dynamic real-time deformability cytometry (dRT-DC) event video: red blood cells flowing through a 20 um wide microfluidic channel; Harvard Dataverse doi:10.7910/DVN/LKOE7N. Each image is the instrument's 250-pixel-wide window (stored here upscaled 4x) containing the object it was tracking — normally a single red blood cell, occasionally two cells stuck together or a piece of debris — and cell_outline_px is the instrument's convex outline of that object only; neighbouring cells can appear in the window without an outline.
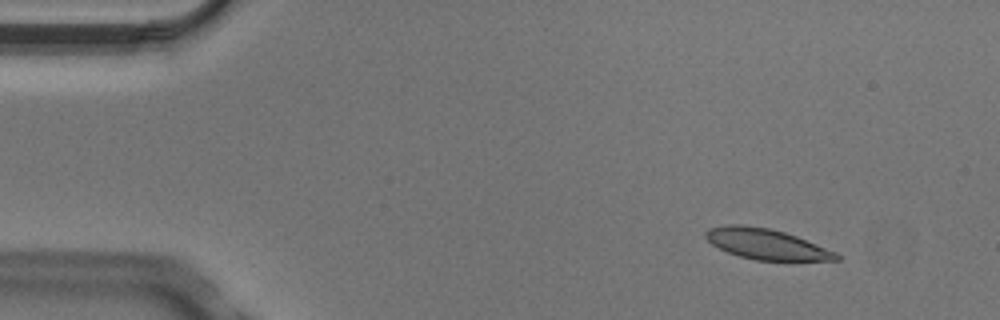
{"species": "Egyptian fruit bat (a non-hibernating species)", "species_latin": "Rousettus aegyptiacus", "temperature_condition": "cold", "stored_images_in_passage": 7, "camera_frame_rate_fps": 3000, "um_per_image_px": 0.085, "animal": {"sex": "male"}, "frame": {"image": 1, "passage_image": 1, "time_ms": 0.0, "image_size_px": [1000, 320], "cell_outline_px": [[840, 260], [756, 260], [740, 256], [728, 252], [712, 244], [704, 236], [704, 232], [708, 228], [728, 224], [740, 224], [768, 228], [784, 232], [796, 236], [836, 252], [840, 256]], "centroid_in_image_um": [65.11, 20.73], "position_along_channel_um": 19.9, "area_um2": 23.0}}
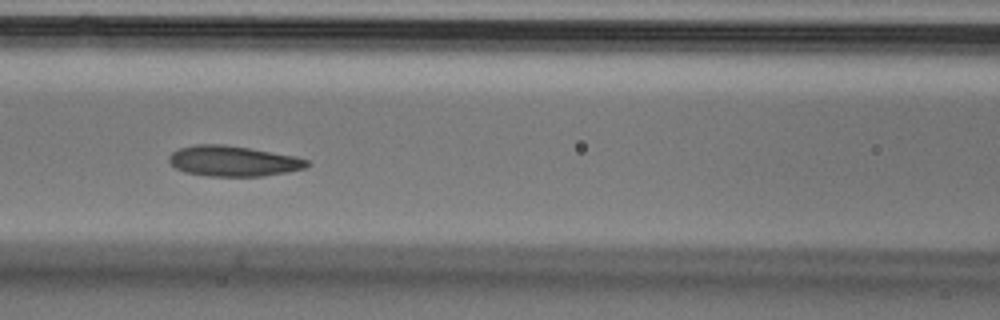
{"frame": {"image": 2, "passage_image": 6, "time_ms": 1.667, "image_size_px": [1000, 320], "cell_outline_px": [[308, 164], [304, 168], [288, 172], [264, 176], [208, 176], [184, 172], [176, 168], [168, 160], [168, 156], [172, 152], [180, 148], [196, 144], [224, 144], [296, 156], [308, 160]], "centroid_in_image_um": [19.8, 13.69], "position_along_channel_um": 146.8, "area_um2": 24.45}}
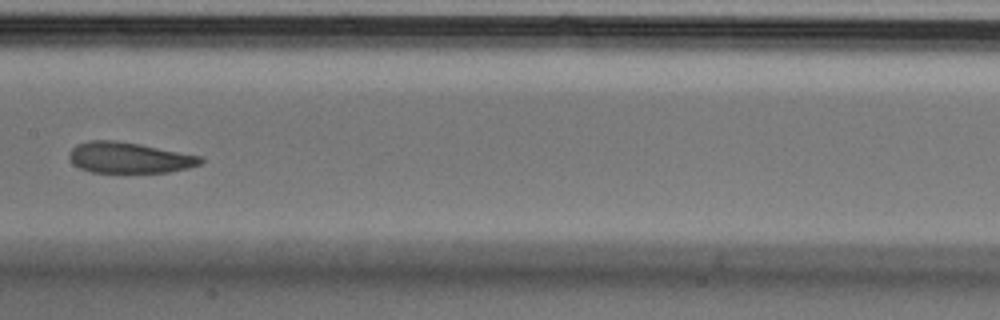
{"frame": {"image": 3, "passage_image": 7, "time_ms": 2.0, "image_size_px": [1000, 320], "cell_outline_px": [[204, 160], [200, 164], [188, 168], [168, 172], [92, 172], [80, 168], [72, 164], [68, 156], [72, 148], [76, 144], [88, 140], [116, 140], [140, 144], [200, 156]], "centroid_in_image_um": [10.94, 13.4], "position_along_channel_um": 196.5, "area_um2": 23.58}}